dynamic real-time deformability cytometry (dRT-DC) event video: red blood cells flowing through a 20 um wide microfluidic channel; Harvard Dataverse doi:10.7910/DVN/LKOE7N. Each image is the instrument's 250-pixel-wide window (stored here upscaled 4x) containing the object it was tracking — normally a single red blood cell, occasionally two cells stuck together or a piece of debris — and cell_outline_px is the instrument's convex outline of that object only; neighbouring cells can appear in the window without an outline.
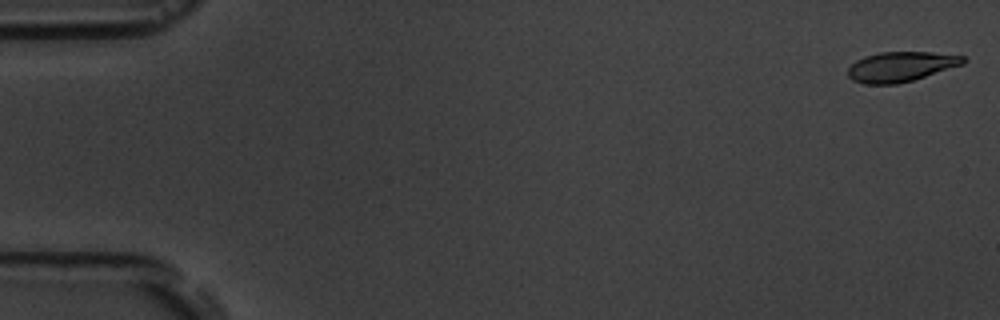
{"species": "common noctule bat (a hibernating species)", "species_latin": "Nyctalus noctula", "temperature_condition": "room temperature", "stored_images_in_passage": 5, "camera_frame_rate_fps": 3000, "um_per_image_px": 0.085, "animal": {"sex": "male", "body_mass_g": 19.5, "forearm_length_mm": 54.6}, "frame": {"image": 1, "passage_image": 1, "time_ms": 0.0, "image_size_px": [1000, 320], "cell_outline_px": [[968, 60], [964, 64], [912, 80], [896, 84], [864, 84], [852, 80], [848, 76], [848, 68], [856, 60], [864, 56], [880, 52], [932, 52], [964, 56]], "centroid_in_image_um": [76.57, 5.66], "position_along_channel_um": 8.4, "area_um2": 20.11}}
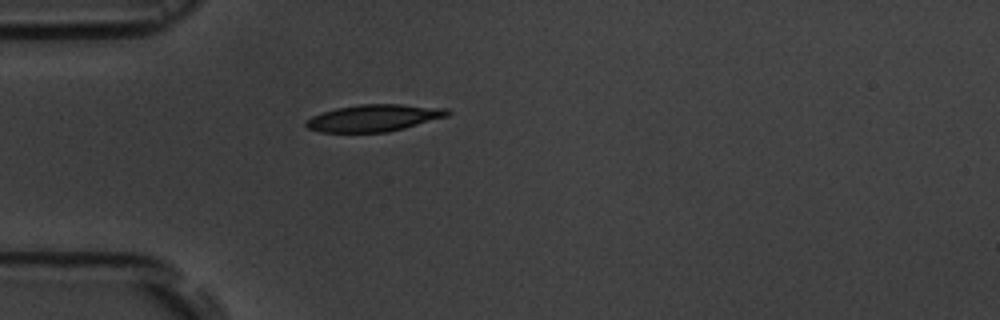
{"frame": {"image": 2, "passage_image": 5, "time_ms": 5.0, "image_size_px": [1000, 320], "cell_outline_px": [[452, 112], [448, 116], [404, 128], [388, 132], [320, 132], [308, 128], [304, 124], [312, 116], [336, 108], [360, 104], [400, 104], [448, 108]], "centroid_in_image_um": [31.82, 10.02], "position_along_channel_um": 53.2, "area_um2": 22.14}}